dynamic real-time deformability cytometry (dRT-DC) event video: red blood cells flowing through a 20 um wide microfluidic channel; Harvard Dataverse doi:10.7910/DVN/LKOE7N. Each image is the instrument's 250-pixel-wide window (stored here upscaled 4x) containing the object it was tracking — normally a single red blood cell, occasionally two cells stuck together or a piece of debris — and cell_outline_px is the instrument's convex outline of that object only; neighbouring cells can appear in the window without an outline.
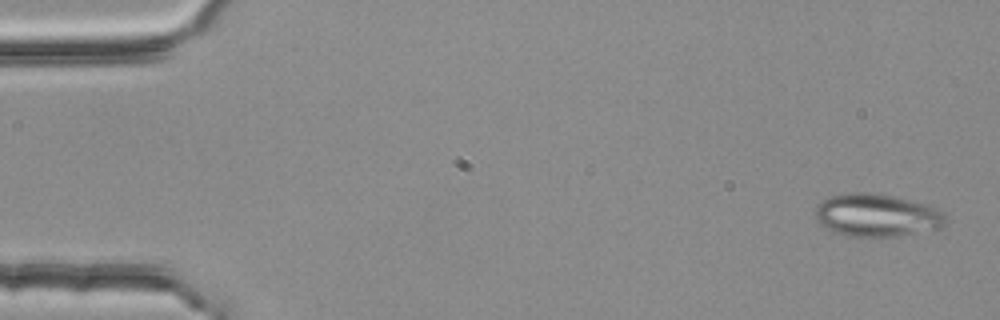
{"species": "common noctule bat (a hibernating species)", "species_latin": "Nyctalus noctula", "temperature_condition": "room temperature", "stored_images_in_passage": 5, "camera_frame_rate_fps": 3000, "um_per_image_px": 0.085, "animal": {"sex": "female", "body_mass_g": 25.1}, "frame": {"image": 1, "passage_image": 1, "time_ms": 0.0, "image_size_px": [1000, 320], "cell_outline_px": [[944, 224], [940, 228], [896, 236], [848, 236], [836, 232], [820, 224], [816, 220], [816, 204], [828, 196], [848, 192], [868, 192], [892, 196], [924, 204], [936, 208], [944, 212]], "centroid_in_image_um": [74.48, 18.28], "position_along_channel_um": 10.5, "area_um2": 32.19}}